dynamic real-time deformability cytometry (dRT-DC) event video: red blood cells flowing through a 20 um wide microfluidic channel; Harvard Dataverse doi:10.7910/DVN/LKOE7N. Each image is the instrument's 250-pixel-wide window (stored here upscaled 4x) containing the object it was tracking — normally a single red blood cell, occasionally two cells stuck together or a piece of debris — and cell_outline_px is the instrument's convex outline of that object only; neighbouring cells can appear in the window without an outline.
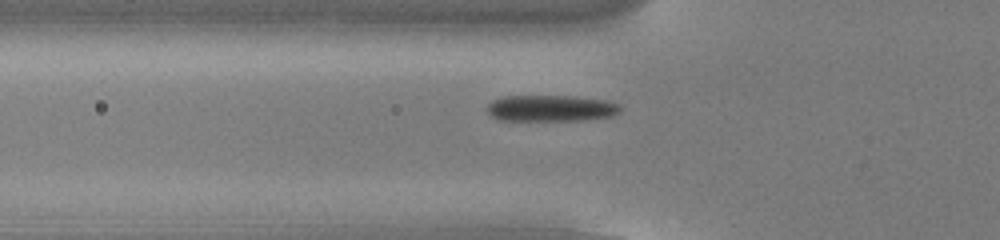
{"species": "common noctule bat (a hibernating species)", "species_latin": "Nyctalus noctula", "temperature_condition": "cold", "stored_images_in_passage": 53, "camera_frame_rate_fps": 3000, "um_per_image_px": 0.085, "animal": {"sex": "male", "body_mass_g": 13.0, "forearm_length_mm": 53.1}, "frame": {"image": 1, "passage_image": 18, "time_ms": 5.667, "image_size_px": [1000, 240], "cell_outline_px": [[620, 112], [612, 116], [584, 120], [496, 120], [488, 112], [488, 104], [492, 100], [504, 96], [576, 96], [604, 100], [620, 104]], "centroid_in_image_um": [46.83, 9.2], "position_along_channel_um": 79.0, "area_um2": 20.46}}
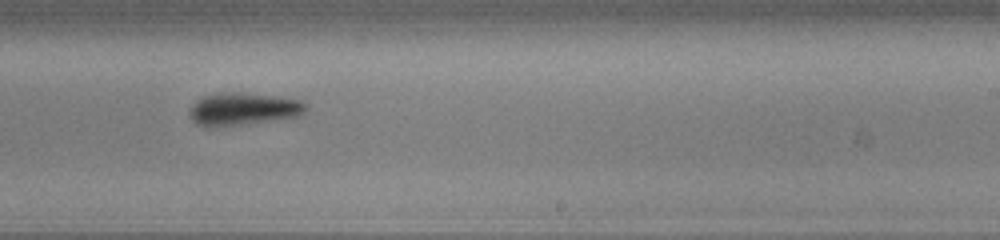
{"frame": {"image": 2, "passage_image": 33, "time_ms": 10.667, "image_size_px": [1000, 240], "cell_outline_px": [[308, 108], [300, 116], [272, 120], [240, 124], [196, 124], [188, 116], [188, 112], [192, 104], [196, 100], [204, 96], [220, 92], [236, 92], [272, 96], [300, 100], [308, 104]], "centroid_in_image_um": [20.69, 9.23], "position_along_channel_um": 268.3, "area_um2": 21.5}}
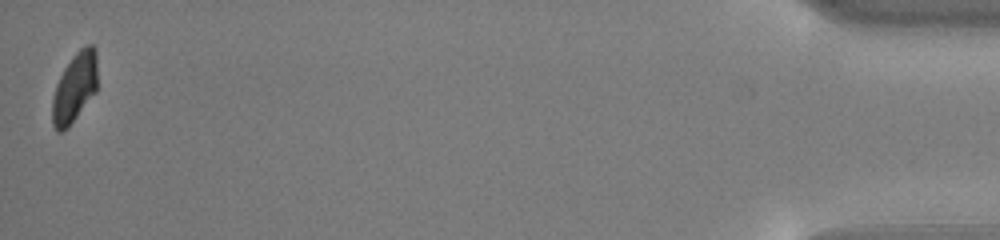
{"frame": {"image": 3, "passage_image": 53, "time_ms": 17.333, "image_size_px": [1000, 240], "cell_outline_px": [[96, 92], [68, 128], [64, 132], [56, 132], [52, 124], [52, 100], [56, 84], [64, 68], [72, 56], [80, 48], [88, 44], [92, 44], [96, 48]], "centroid_in_image_um": [6.33, 7.47], "position_along_channel_um": 428.9, "area_um2": 18.44}, "authors_computed_cell_mechanics": {"area_um2": 20.1144, "velocity_mm_per_s": 3.7881, "shape_relaxation_time_tau1_ms": 1.9303, "shape_relaxation_time_tau2_ms": null, "deformation_change_tau1": 0.1099, "deformation_change_tau2": null}}